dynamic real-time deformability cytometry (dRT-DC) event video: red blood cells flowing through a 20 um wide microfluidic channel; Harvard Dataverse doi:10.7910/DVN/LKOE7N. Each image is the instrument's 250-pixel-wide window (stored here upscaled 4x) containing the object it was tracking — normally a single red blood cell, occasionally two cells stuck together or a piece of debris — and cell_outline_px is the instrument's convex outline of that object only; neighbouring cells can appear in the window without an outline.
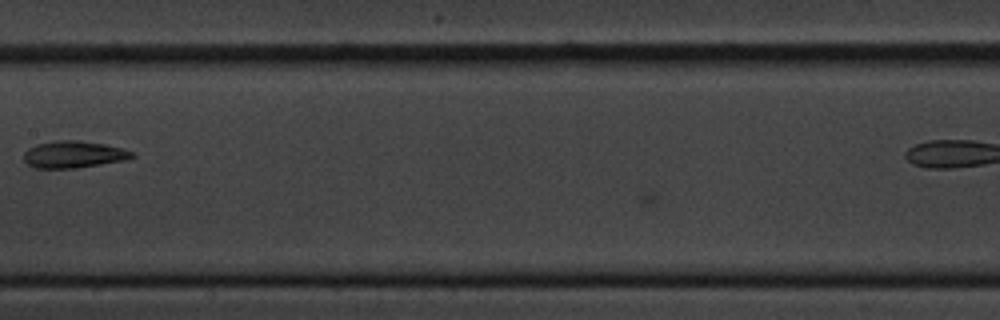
{"species": "common noctule bat (a hibernating species)", "species_latin": "Nyctalus noctula", "temperature_condition": "cold", "stored_images_in_passage": 39, "segment_of_instrument_passage": [1, 2], "camera_frame_rate_fps": 3000, "um_per_image_px": 0.085, "animal": {"sex": "male", "body_mass_g": 20.1, "forearm_length_mm": 53.5}, "frame": {"image": 1, "passage_image": 20, "time_ms": 6.333, "image_size_px": [1000, 320], "cell_outline_px": [[136, 156], [128, 160], [80, 168], [36, 168], [28, 164], [24, 160], [24, 152], [28, 148], [36, 144], [56, 140], [80, 140], [104, 144], [124, 148], [132, 152]], "centroid_in_image_um": [6.3, 13.13], "position_along_channel_um": 201.1, "area_um2": 17.28}}
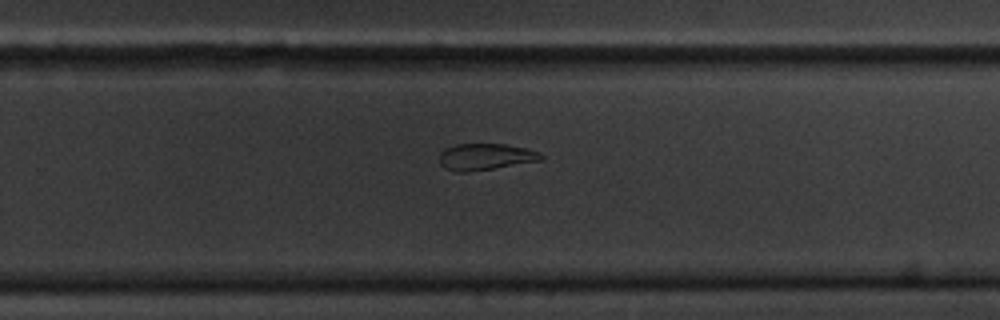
{"frame": {"image": 2, "passage_image": 28, "time_ms": 9.0, "image_size_px": [1000, 320], "cell_outline_px": [[544, 160], [468, 172], [456, 172], [444, 168], [440, 164], [440, 152], [444, 148], [456, 144], [504, 144], [528, 148], [540, 152], [544, 156]], "centroid_in_image_um": [41.28, 13.32], "position_along_channel_um": 288.5, "area_um2": 15.9}}
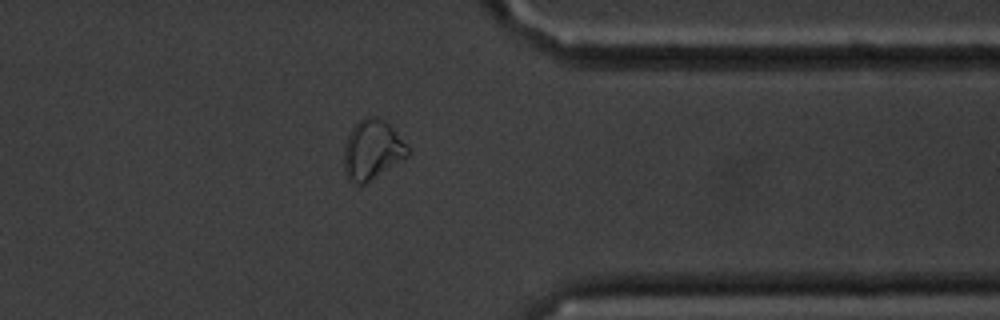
{"frame": {"image": 3, "passage_image": 37, "time_ms": 12.0, "image_size_px": [1000, 320], "cell_outline_px": [[412, 152], [408, 156], [364, 184], [352, 184], [348, 180], [344, 172], [344, 144], [352, 128], [364, 116], [376, 116], [384, 120], [392, 128]], "centroid_in_image_um": [31.61, 12.74], "position_along_channel_um": 379.8, "area_um2": 22.08}}